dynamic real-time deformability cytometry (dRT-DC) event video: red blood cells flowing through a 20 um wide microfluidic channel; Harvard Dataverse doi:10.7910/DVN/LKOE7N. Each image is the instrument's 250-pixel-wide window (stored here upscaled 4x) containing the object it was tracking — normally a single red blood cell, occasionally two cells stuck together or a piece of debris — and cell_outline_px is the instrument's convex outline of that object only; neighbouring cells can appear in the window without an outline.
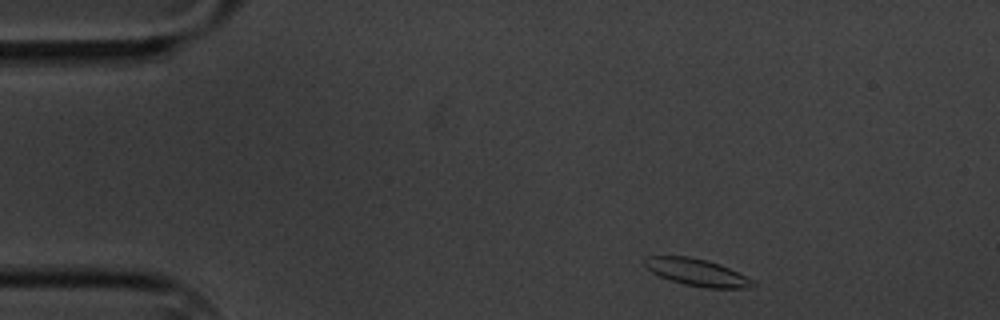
{"species": "common noctule bat (a hibernating species)", "species_latin": "Nyctalus noctula", "temperature_condition": "cold", "stored_images_in_passage": 4, "camera_frame_rate_fps": 3000, "um_per_image_px": 0.085, "animal": {"sex": "male", "body_mass_g": 20.1, "forearm_length_mm": 53.5}, "frame": {"image": 1, "passage_image": 1, "time_ms": 0.0, "image_size_px": [1000, 320], "cell_outline_px": [[756, 284], [748, 288], [704, 288], [684, 284], [660, 276], [652, 272], [644, 264], [644, 256], [688, 256], [708, 260], [720, 264], [752, 280]], "centroid_in_image_um": [59.21, 23.14], "position_along_channel_um": 25.8, "area_um2": 16.88}}
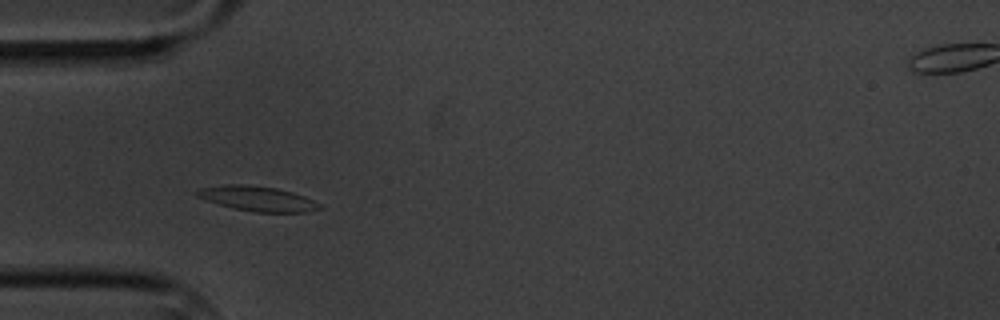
{"frame": {"image": 2, "passage_image": 3, "time_ms": 3.0, "image_size_px": [1000, 320], "cell_outline_px": [[320, 208], [308, 212], [256, 212], [232, 208], [216, 204], [196, 196], [192, 192], [200, 188], [224, 184], [248, 184], [276, 188], [292, 192], [304, 196], [320, 204]], "centroid_in_image_um": [21.81, 16.87], "position_along_channel_um": 63.2, "area_um2": 17.92}}